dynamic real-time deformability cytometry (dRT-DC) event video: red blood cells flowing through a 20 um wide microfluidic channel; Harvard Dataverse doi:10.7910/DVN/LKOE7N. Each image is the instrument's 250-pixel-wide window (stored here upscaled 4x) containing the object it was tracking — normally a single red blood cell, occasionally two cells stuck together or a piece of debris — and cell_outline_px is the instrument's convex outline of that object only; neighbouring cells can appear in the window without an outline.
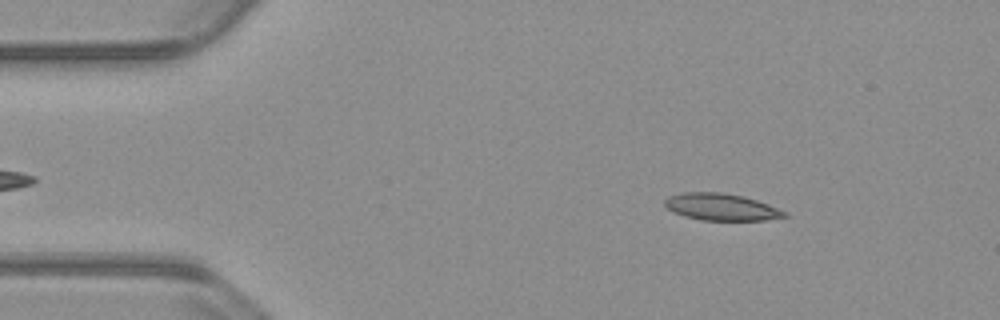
{"species": "common noctule bat (a hibernating species)", "species_latin": "Nyctalus noctula", "temperature_condition": "warm", "stored_images_in_passage": 53, "camera_frame_rate_fps": 3000, "um_per_image_px": 0.085, "animal": {"sex": "male", "body_mass_g": 23.1, "forearm_length_mm": 52.7}, "frame": {"image": 1, "passage_image": 7, "time_ms": 2.0, "image_size_px": [1000, 320], "cell_outline_px": [[788, 216], [764, 220], [700, 220], [684, 216], [672, 212], [664, 204], [664, 200], [668, 196], [684, 192], [720, 192], [740, 196], [756, 200], [768, 204], [788, 212]], "centroid_in_image_um": [61.29, 17.6], "position_along_channel_um": 23.7, "area_um2": 18.73}}
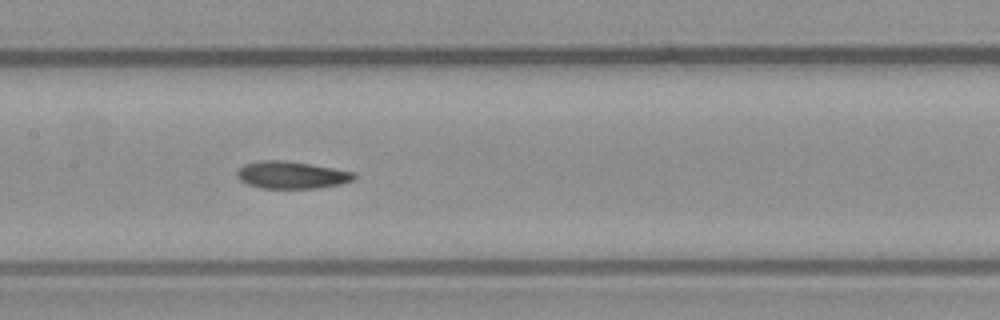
{"frame": {"image": 2, "passage_image": 25, "time_ms": 8.0, "image_size_px": [1000, 320], "cell_outline_px": [[356, 180], [340, 184], [316, 188], [260, 188], [248, 184], [240, 180], [236, 176], [236, 172], [244, 164], [260, 160], [284, 160], [356, 172]], "centroid_in_image_um": [24.79, 14.87], "position_along_channel_um": 182.6, "area_um2": 18.61}}
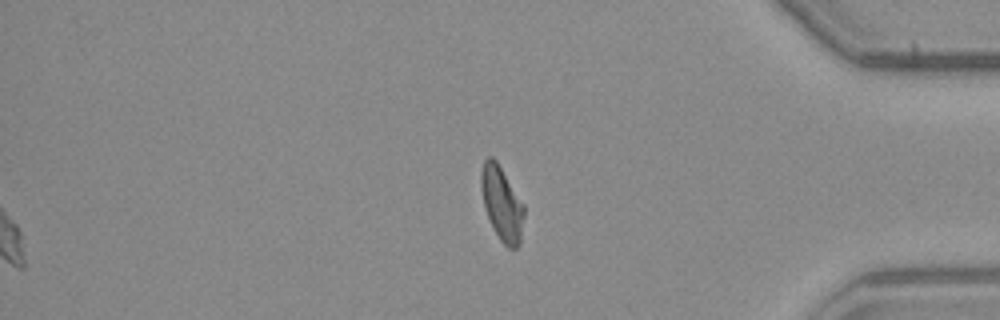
{"frame": {"image": 3, "passage_image": 44, "time_ms": 14.333, "image_size_px": [1000, 320], "cell_outline_px": [[524, 216], [520, 244], [516, 248], [508, 248], [500, 240], [484, 208], [480, 188], [480, 172], [484, 160], [488, 156], [492, 156], [496, 160], [524, 204]], "centroid_in_image_um": [42.64, 17.28], "position_along_channel_um": 392.6, "area_um2": 18.55}, "authors_computed_cell_mechanics": {"area_um2": 18.6116, "velocity_mm_per_s": 3.7963, "shape_relaxation_time_tau1_ms": 7.8495, "shape_relaxation_time_tau2_ms": 2.2813, "deformation_change_tau1": 0.1876, "deformation_change_tau2": 0.0907}}